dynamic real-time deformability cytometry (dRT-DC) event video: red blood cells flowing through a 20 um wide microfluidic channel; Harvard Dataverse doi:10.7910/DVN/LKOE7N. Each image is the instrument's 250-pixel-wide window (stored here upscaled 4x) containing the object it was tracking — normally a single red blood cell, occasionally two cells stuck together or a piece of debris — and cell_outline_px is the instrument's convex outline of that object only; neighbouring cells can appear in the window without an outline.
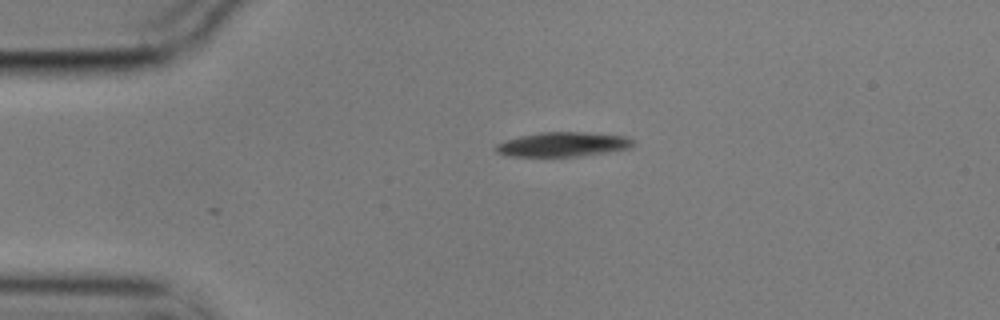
{"species": "common noctule bat (a hibernating species)", "species_latin": "Nyctalus noctula", "temperature_condition": "cold", "stored_images_in_passage": 4, "camera_frame_rate_fps": 3000, "um_per_image_px": 0.085, "animal": {"sex": "male", "body_mass_g": 17.9}, "frame": {"image": 1, "passage_image": 1, "time_ms": 0.0, "image_size_px": [1000, 320], "cell_outline_px": [[636, 144], [628, 148], [608, 152], [580, 156], [508, 156], [496, 152], [492, 148], [496, 144], [520, 136], [540, 132], [584, 132], [624, 136], [632, 140]], "centroid_in_image_um": [47.82, 12.27], "position_along_channel_um": 37.2, "area_um2": 19.48}}